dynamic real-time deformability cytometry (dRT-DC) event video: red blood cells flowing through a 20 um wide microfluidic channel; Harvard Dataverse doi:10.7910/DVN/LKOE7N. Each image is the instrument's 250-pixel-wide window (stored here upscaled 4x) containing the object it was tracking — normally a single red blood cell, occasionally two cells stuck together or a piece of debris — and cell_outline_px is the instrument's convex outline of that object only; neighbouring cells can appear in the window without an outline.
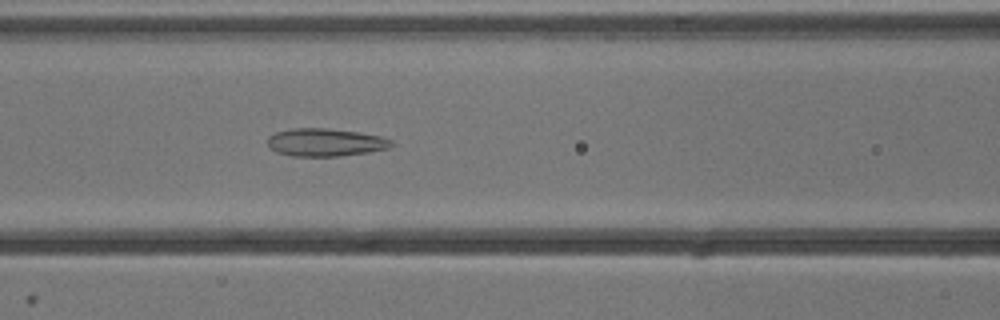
{"species": "common noctule bat (a hibernating species)", "species_latin": "Nyctalus noctula", "temperature_condition": "cold", "stored_images_in_passage": 33, "camera_frame_rate_fps": 3000, "um_per_image_px": 0.085, "animal": {"sex": "male", "body_mass_g": 13.3}, "frame": {"image": 1, "passage_image": 10, "time_ms": 3.0, "image_size_px": [1000, 320], "cell_outline_px": [[396, 144], [388, 148], [368, 152], [340, 156], [292, 156], [276, 152], [268, 144], [268, 136], [276, 132], [292, 128], [328, 128], [360, 132], [380, 136], [392, 140]], "centroid_in_image_um": [27.68, 12.09], "position_along_channel_um": 138.9, "area_um2": 20.17}}
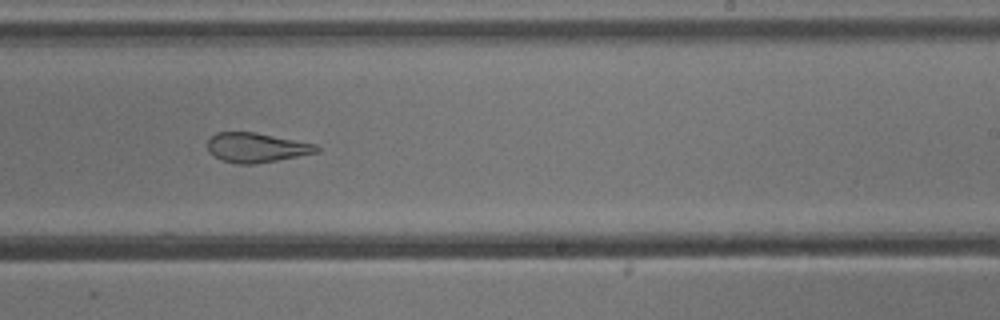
{"frame": {"image": 2, "passage_image": 20, "time_ms": 6.333, "image_size_px": [1000, 320], "cell_outline_px": [[320, 148], [316, 152], [276, 160], [252, 164], [240, 164], [220, 160], [212, 156], [208, 152], [208, 140], [216, 132], [256, 132], [316, 144]], "centroid_in_image_um": [21.74, 12.54], "position_along_channel_um": 267.3, "area_um2": 18.67}}
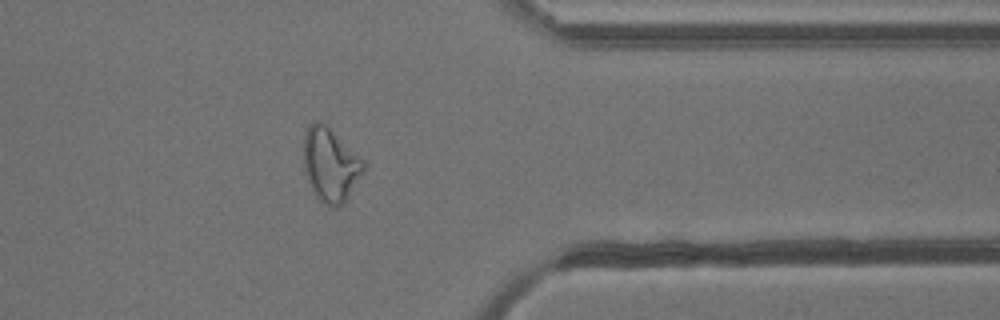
{"frame": {"image": 3, "passage_image": 30, "time_ms": 9.667, "image_size_px": [1000, 320], "cell_outline_px": [[364, 168], [344, 204], [336, 208], [324, 204], [316, 196], [304, 172], [304, 132], [308, 124], [312, 120], [316, 120], [324, 124], [364, 160]], "centroid_in_image_um": [28.05, 14.0], "position_along_channel_um": 383.4, "area_um2": 25.37}, "authors_computed_cell_mechanics": {"area_um2": 20.3456, "velocity_mm_per_s": 3.8629, "shape_relaxation_time_tau1_ms": null, "shape_relaxation_time_tau2_ms": 2.0539, "deformation_change_tau1": null, "deformation_change_tau2": 0.0994}}